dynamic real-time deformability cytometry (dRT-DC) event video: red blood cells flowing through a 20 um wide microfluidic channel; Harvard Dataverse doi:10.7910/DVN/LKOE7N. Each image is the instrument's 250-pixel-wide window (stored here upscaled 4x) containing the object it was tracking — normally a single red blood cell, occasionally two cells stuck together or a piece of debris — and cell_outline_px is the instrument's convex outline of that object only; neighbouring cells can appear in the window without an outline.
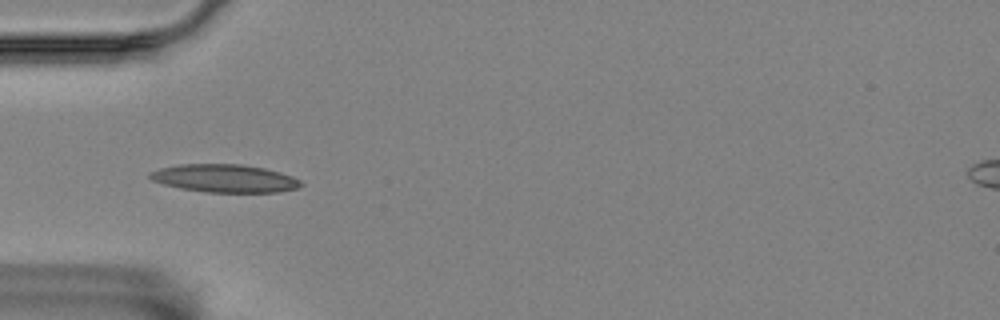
{"species": "Egyptian fruit bat (a non-hibernating species)", "species_latin": "Rousettus aegyptiacus", "temperature_condition": "room temperature", "stored_images_in_passage": 7, "camera_frame_rate_fps": 3000, "um_per_image_px": 0.085, "animal": {"sex": "female"}, "frame": {"image": 1, "passage_image": 3, "time_ms": 0.667, "image_size_px": [1000, 320], "cell_outline_px": [[304, 184], [300, 188], [280, 192], [208, 192], [180, 188], [164, 184], [152, 180], [148, 176], [148, 172], [160, 168], [180, 164], [240, 164], [264, 168], [280, 172], [292, 176], [300, 180]], "centroid_in_image_um": [19.12, 15.16], "position_along_channel_um": 65.9, "area_um2": 24.68}}
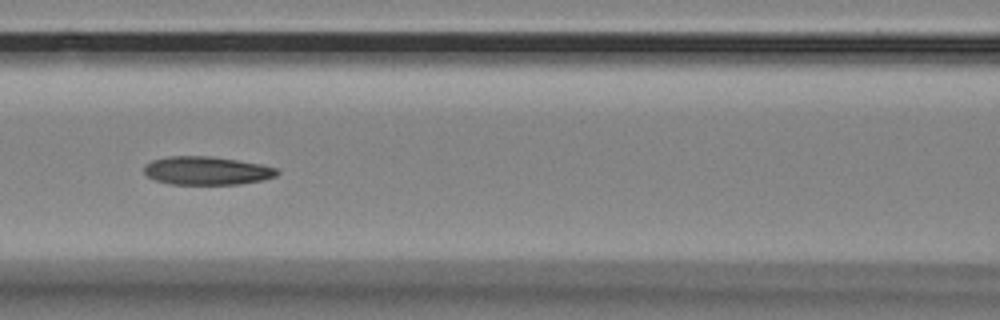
{"frame": {"image": 2, "passage_image": 5, "time_ms": 1.333, "image_size_px": [1000, 320], "cell_outline_px": [[280, 172], [276, 176], [264, 180], [240, 184], [168, 184], [156, 180], [148, 176], [144, 172], [144, 164], [152, 160], [168, 156], [212, 156], [260, 164], [276, 168]], "centroid_in_image_um": [17.57, 14.51], "position_along_channel_um": 149.0, "area_um2": 22.02}}
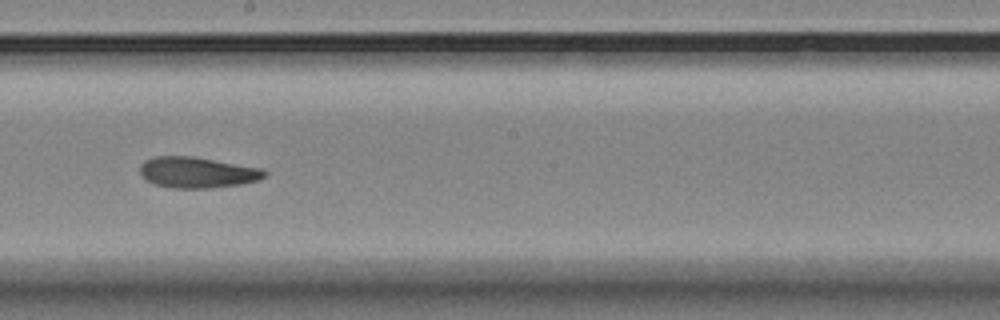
{"frame": {"image": 3, "passage_image": 7, "time_ms": 2.0, "image_size_px": [1000, 320], "cell_outline_px": [[268, 172], [260, 180], [240, 184], [212, 188], [172, 188], [152, 184], [140, 172], [140, 164], [144, 160], [152, 156], [192, 156], [260, 168]], "centroid_in_image_um": [16.74, 14.66], "position_along_channel_um": 231.5, "area_um2": 22.43}}